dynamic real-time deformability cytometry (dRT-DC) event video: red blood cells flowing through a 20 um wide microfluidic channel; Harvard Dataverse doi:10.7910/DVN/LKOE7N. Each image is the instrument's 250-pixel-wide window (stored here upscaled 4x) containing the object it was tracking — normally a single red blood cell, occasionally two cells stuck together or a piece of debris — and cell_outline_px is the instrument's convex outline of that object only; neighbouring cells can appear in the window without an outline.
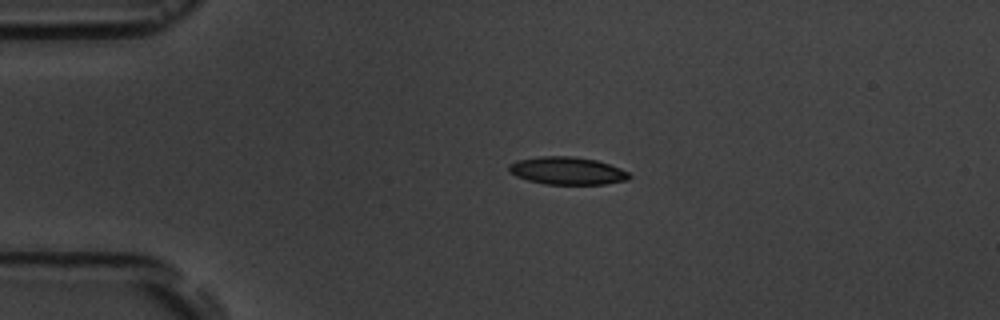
{"species": "common noctule bat (a hibernating species)", "species_latin": "Nyctalus noctula", "temperature_condition": "room temperature", "stored_images_in_passage": 2, "camera_frame_rate_fps": 3000, "um_per_image_px": 0.085, "animal": {"sex": "male", "body_mass_g": 19.5, "forearm_length_mm": 54.6}, "frame": {"image": 1, "passage_image": 1, "time_ms": 0.0, "image_size_px": [1000, 320], "cell_outline_px": [[632, 176], [628, 180], [604, 184], [544, 184], [528, 180], [516, 176], [508, 172], [508, 164], [516, 160], [540, 156], [572, 156], [596, 160], [620, 168], [628, 172]], "centroid_in_image_um": [48.18, 14.51], "position_along_channel_um": 36.8, "area_um2": 19.48}}